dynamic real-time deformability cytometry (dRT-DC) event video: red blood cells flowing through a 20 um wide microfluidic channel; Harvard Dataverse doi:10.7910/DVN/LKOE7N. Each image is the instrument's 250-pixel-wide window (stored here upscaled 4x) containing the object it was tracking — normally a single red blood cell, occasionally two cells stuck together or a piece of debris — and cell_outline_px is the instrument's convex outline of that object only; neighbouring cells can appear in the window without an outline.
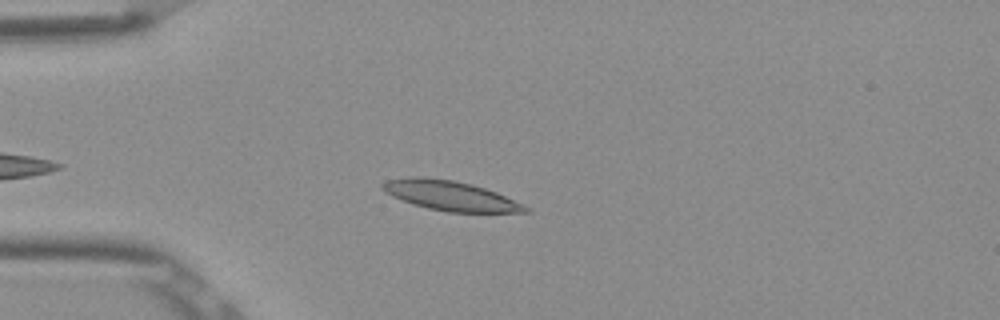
{"species": "Egyptian fruit bat (a non-hibernating species)", "species_latin": "Rousettus aegyptiacus", "temperature_condition": "room temperature", "stored_images_in_passage": 43, "camera_frame_rate_fps": 3000, "um_per_image_px": 0.085, "frame": {"image": 1, "passage_image": 8, "time_ms": 2.333, "image_size_px": [1000, 320], "cell_outline_px": [[532, 212], [448, 212], [428, 208], [412, 204], [392, 196], [384, 192], [380, 188], [380, 184], [388, 180], [412, 176], [424, 176], [452, 180], [472, 184], [496, 192], [524, 204]], "centroid_in_image_um": [38.25, 16.62], "position_along_channel_um": 46.8, "area_um2": 24.8}}
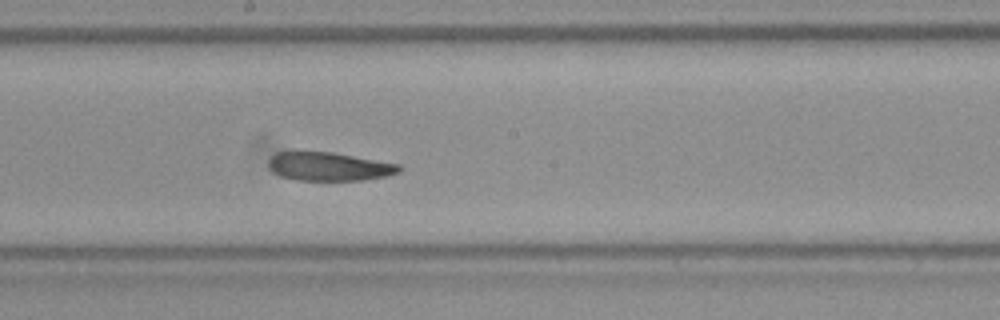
{"frame": {"image": 2, "passage_image": 23, "time_ms": 7.333, "image_size_px": [1000, 320], "cell_outline_px": [[400, 172], [384, 176], [360, 180], [296, 180], [280, 176], [272, 172], [268, 168], [268, 160], [276, 152], [292, 148], [296, 148], [332, 152], [400, 164]], "centroid_in_image_um": [27.83, 14.1], "position_along_channel_um": 220.4, "area_um2": 22.48}}
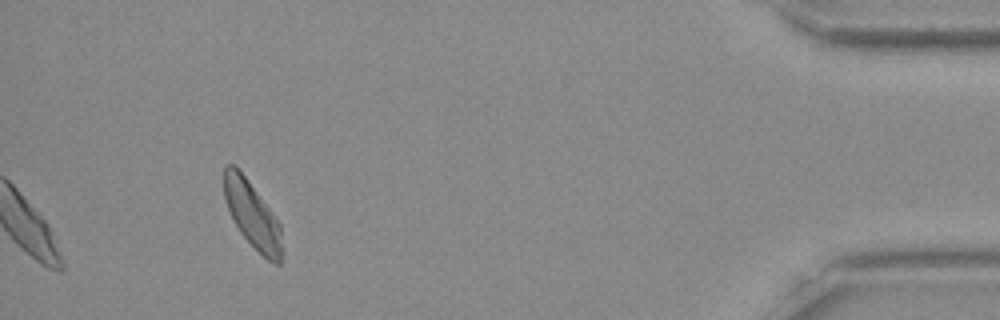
{"frame": {"image": 3, "passage_image": 43, "time_ms": 14.0, "image_size_px": [1000, 320], "cell_outline_px": [[280, 264], [276, 264], [268, 260], [240, 232], [224, 200], [224, 168], [228, 164], [236, 164], [280, 224]], "centroid_in_image_um": [21.4, 18.2], "position_along_channel_um": 413.8, "area_um2": 21.56}, "authors_computed_cell_mechanics": {"area_um2": 23.409, "velocity_mm_per_s": 3.8442, "shape_relaxation_time_tau1_ms": 4.5324, "shape_relaxation_time_tau2_ms": 2.3095, "deformation_change_tau1": 0.1121, "deformation_change_tau2": 0.0869}}